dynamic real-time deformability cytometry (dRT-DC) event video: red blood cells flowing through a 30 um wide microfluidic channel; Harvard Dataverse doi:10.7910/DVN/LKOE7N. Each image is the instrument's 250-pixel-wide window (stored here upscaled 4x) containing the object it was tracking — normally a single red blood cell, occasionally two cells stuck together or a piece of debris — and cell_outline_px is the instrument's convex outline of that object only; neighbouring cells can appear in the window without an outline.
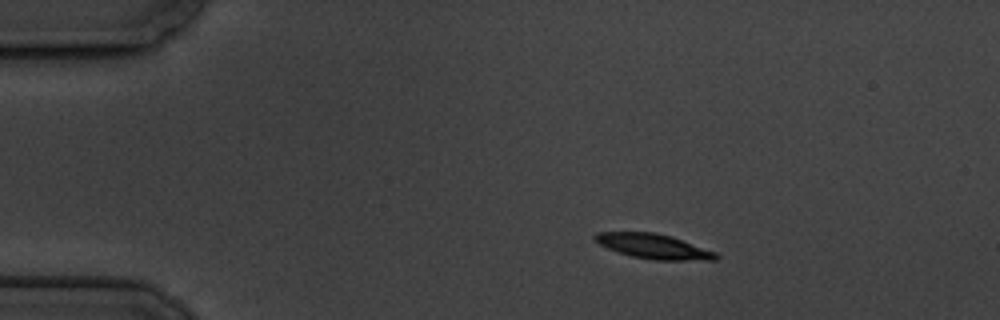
{"species": "common noctule bat (a hibernating species)", "species_latin": "Nyctalus noctula", "temperature_condition": "cold", "stored_images_in_passage": 4, "camera_frame_rate_fps": 3000, "um_per_image_px": 0.085, "animal": {"sex": "male", "body_mass_g": 19.5, "forearm_length_mm": 54.6}, "frame": {"image": 1, "passage_image": 2, "time_ms": 2.0, "image_size_px": [1000, 320], "cell_outline_px": [[720, 256], [716, 260], [652, 260], [632, 256], [608, 248], [592, 240], [592, 236], [596, 232], [656, 232], [672, 236], [716, 252]], "centroid_in_image_um": [55.55, 20.93], "position_along_channel_um": 29.4, "area_um2": 17.57}}